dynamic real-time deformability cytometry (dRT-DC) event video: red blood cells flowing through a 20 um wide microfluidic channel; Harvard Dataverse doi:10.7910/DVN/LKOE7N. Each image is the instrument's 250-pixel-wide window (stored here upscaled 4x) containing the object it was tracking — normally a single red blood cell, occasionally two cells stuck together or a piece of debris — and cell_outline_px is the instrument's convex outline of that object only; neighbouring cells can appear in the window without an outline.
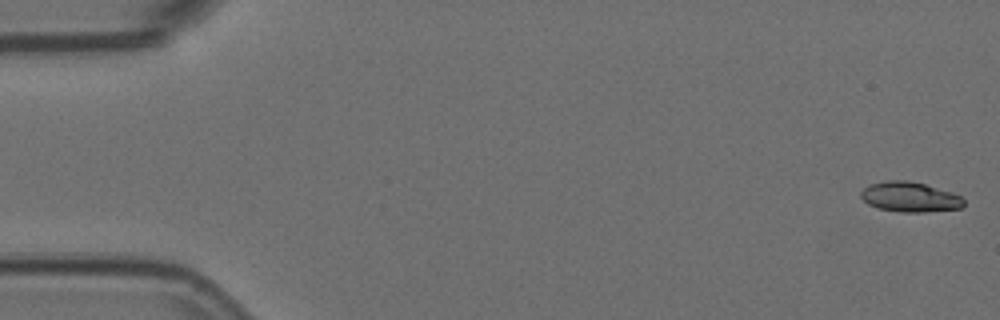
{"species": "Egyptian fruit bat (a non-hibernating species)", "species_latin": "Rousettus aegyptiacus", "temperature_condition": "room temperature", "stored_images_in_passage": 57, "camera_frame_rate_fps": 3000, "um_per_image_px": 0.085, "animal": {"sex": "female"}, "frame": {"image": 1, "passage_image": 1, "time_ms": 0.0, "image_size_px": [1000, 320], "cell_outline_px": [[964, 204], [960, 208], [924, 212], [900, 212], [876, 208], [868, 204], [860, 196], [860, 192], [868, 184], [884, 180], [908, 180], [924, 184], [952, 192], [960, 196], [964, 200]], "centroid_in_image_um": [77.3, 16.73], "position_along_channel_um": 7.7, "area_um2": 18.09}}
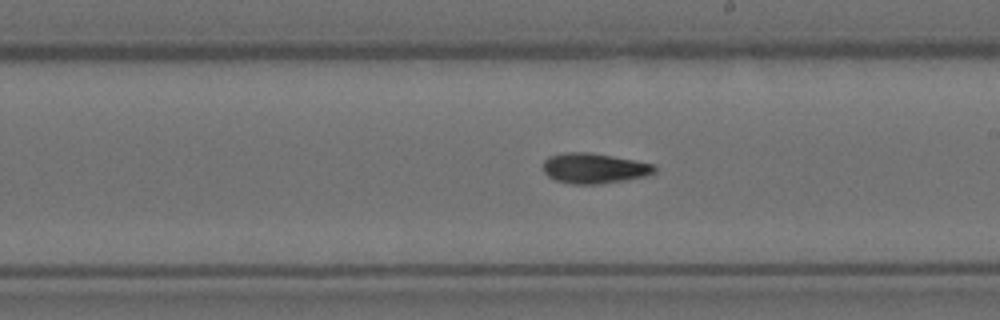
{"frame": {"image": 2, "passage_image": 32, "time_ms": 10.333, "image_size_px": [1000, 320], "cell_outline_px": [[656, 172], [648, 176], [628, 180], [600, 184], [572, 184], [556, 180], [548, 176], [544, 172], [544, 160], [548, 156], [568, 152], [588, 152], [612, 156], [656, 164]], "centroid_in_image_um": [50.55, 14.31], "position_along_channel_um": 238.5, "area_um2": 19.83}}
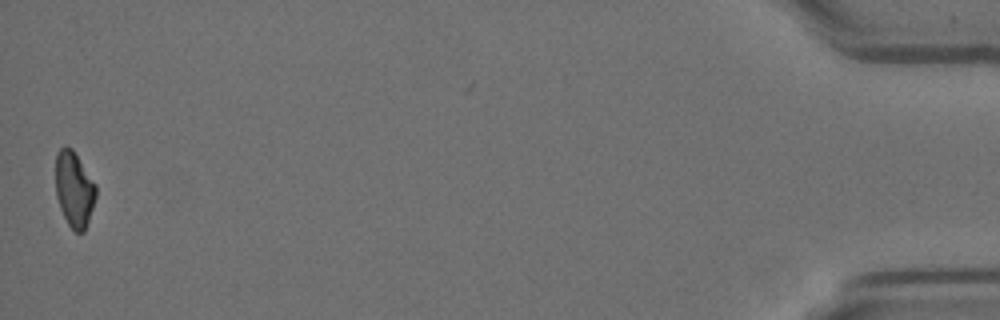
{"frame": {"image": 3, "passage_image": 56, "time_ms": 18.333, "image_size_px": [1000, 320], "cell_outline_px": [[96, 196], [84, 232], [76, 232], [68, 224], [60, 208], [56, 196], [56, 152], [60, 148], [72, 148], [96, 184]], "centroid_in_image_um": [6.3, 16.08], "position_along_channel_um": 428.9, "area_um2": 17.51}, "authors_computed_cell_mechanics": {"area_um2": 18.8428, "velocity_mm_per_s": 3.5881, "shape_relaxation_time_tau1_ms": 5.9877, "shape_relaxation_time_tau2_ms": 1.8138, "deformation_change_tau1": 0.1693, "deformation_change_tau2": 0.0755}}